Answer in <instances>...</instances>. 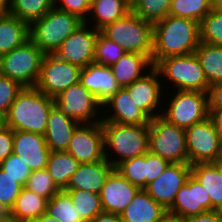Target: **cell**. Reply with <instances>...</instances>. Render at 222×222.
I'll return each instance as SVG.
<instances>
[{"instance_id": "8d00e7d4", "label": "cell", "mask_w": 222, "mask_h": 222, "mask_svg": "<svg viewBox=\"0 0 222 222\" xmlns=\"http://www.w3.org/2000/svg\"><path fill=\"white\" fill-rule=\"evenodd\" d=\"M125 53V50L116 42L106 38L101 32H99L95 43L94 63L111 66L112 64L116 63Z\"/></svg>"}, {"instance_id": "484cf974", "label": "cell", "mask_w": 222, "mask_h": 222, "mask_svg": "<svg viewBox=\"0 0 222 222\" xmlns=\"http://www.w3.org/2000/svg\"><path fill=\"white\" fill-rule=\"evenodd\" d=\"M129 12H131V0H93L85 23L88 25L91 23L93 28L100 31L105 26L125 17Z\"/></svg>"}, {"instance_id": "7bdbcfd3", "label": "cell", "mask_w": 222, "mask_h": 222, "mask_svg": "<svg viewBox=\"0 0 222 222\" xmlns=\"http://www.w3.org/2000/svg\"><path fill=\"white\" fill-rule=\"evenodd\" d=\"M0 168L11 177L18 179V183L24 187L32 170L22 161L20 157L12 153L7 159L0 163Z\"/></svg>"}, {"instance_id": "ba28073f", "label": "cell", "mask_w": 222, "mask_h": 222, "mask_svg": "<svg viewBox=\"0 0 222 222\" xmlns=\"http://www.w3.org/2000/svg\"><path fill=\"white\" fill-rule=\"evenodd\" d=\"M44 55L29 39L0 57V74L19 82L23 87H35Z\"/></svg>"}, {"instance_id": "74e56055", "label": "cell", "mask_w": 222, "mask_h": 222, "mask_svg": "<svg viewBox=\"0 0 222 222\" xmlns=\"http://www.w3.org/2000/svg\"><path fill=\"white\" fill-rule=\"evenodd\" d=\"M116 169L126 180L139 189L146 187V154L125 160Z\"/></svg>"}, {"instance_id": "277c9868", "label": "cell", "mask_w": 222, "mask_h": 222, "mask_svg": "<svg viewBox=\"0 0 222 222\" xmlns=\"http://www.w3.org/2000/svg\"><path fill=\"white\" fill-rule=\"evenodd\" d=\"M154 68L159 72L160 78L166 80H161L164 81V90L169 85L171 87L169 90L173 88L172 91L188 90L207 93L210 87L195 53L163 58ZM165 82L169 84L166 85Z\"/></svg>"}, {"instance_id": "3957f363", "label": "cell", "mask_w": 222, "mask_h": 222, "mask_svg": "<svg viewBox=\"0 0 222 222\" xmlns=\"http://www.w3.org/2000/svg\"><path fill=\"white\" fill-rule=\"evenodd\" d=\"M104 132V157L116 168L125 160L148 152L149 125L101 122Z\"/></svg>"}, {"instance_id": "9c48e42d", "label": "cell", "mask_w": 222, "mask_h": 222, "mask_svg": "<svg viewBox=\"0 0 222 222\" xmlns=\"http://www.w3.org/2000/svg\"><path fill=\"white\" fill-rule=\"evenodd\" d=\"M172 92L167 94L170 96L172 94V96L164 101L167 103H165L161 114L168 122L186 129L209 117L207 93L188 90Z\"/></svg>"}, {"instance_id": "5bb4252c", "label": "cell", "mask_w": 222, "mask_h": 222, "mask_svg": "<svg viewBox=\"0 0 222 222\" xmlns=\"http://www.w3.org/2000/svg\"><path fill=\"white\" fill-rule=\"evenodd\" d=\"M66 152L80 163L105 160L104 132L101 122L79 124Z\"/></svg>"}, {"instance_id": "7dc6e473", "label": "cell", "mask_w": 222, "mask_h": 222, "mask_svg": "<svg viewBox=\"0 0 222 222\" xmlns=\"http://www.w3.org/2000/svg\"><path fill=\"white\" fill-rule=\"evenodd\" d=\"M207 95L208 109H222V83L211 85Z\"/></svg>"}, {"instance_id": "d590c367", "label": "cell", "mask_w": 222, "mask_h": 222, "mask_svg": "<svg viewBox=\"0 0 222 222\" xmlns=\"http://www.w3.org/2000/svg\"><path fill=\"white\" fill-rule=\"evenodd\" d=\"M171 2L172 0H131V11L154 24L168 15Z\"/></svg>"}, {"instance_id": "30bf717a", "label": "cell", "mask_w": 222, "mask_h": 222, "mask_svg": "<svg viewBox=\"0 0 222 222\" xmlns=\"http://www.w3.org/2000/svg\"><path fill=\"white\" fill-rule=\"evenodd\" d=\"M58 110L81 123L102 121V105L95 96L79 82L71 85L54 98Z\"/></svg>"}, {"instance_id": "9f6ffc18", "label": "cell", "mask_w": 222, "mask_h": 222, "mask_svg": "<svg viewBox=\"0 0 222 222\" xmlns=\"http://www.w3.org/2000/svg\"><path fill=\"white\" fill-rule=\"evenodd\" d=\"M213 10L222 15V0H213Z\"/></svg>"}, {"instance_id": "60d3db41", "label": "cell", "mask_w": 222, "mask_h": 222, "mask_svg": "<svg viewBox=\"0 0 222 222\" xmlns=\"http://www.w3.org/2000/svg\"><path fill=\"white\" fill-rule=\"evenodd\" d=\"M23 187L7 172L0 168V208L3 212H10Z\"/></svg>"}, {"instance_id": "4fadbf2b", "label": "cell", "mask_w": 222, "mask_h": 222, "mask_svg": "<svg viewBox=\"0 0 222 222\" xmlns=\"http://www.w3.org/2000/svg\"><path fill=\"white\" fill-rule=\"evenodd\" d=\"M99 32L84 22L61 43L54 55L61 60L84 68L93 63L95 43Z\"/></svg>"}, {"instance_id": "94428289", "label": "cell", "mask_w": 222, "mask_h": 222, "mask_svg": "<svg viewBox=\"0 0 222 222\" xmlns=\"http://www.w3.org/2000/svg\"><path fill=\"white\" fill-rule=\"evenodd\" d=\"M3 213H4L3 210L0 208V216H1Z\"/></svg>"}, {"instance_id": "f546056e", "label": "cell", "mask_w": 222, "mask_h": 222, "mask_svg": "<svg viewBox=\"0 0 222 222\" xmlns=\"http://www.w3.org/2000/svg\"><path fill=\"white\" fill-rule=\"evenodd\" d=\"M79 165L80 162L66 151H51L48 157L46 169L52 176L57 187L60 190H63L67 187L71 176L76 172Z\"/></svg>"}, {"instance_id": "680465c9", "label": "cell", "mask_w": 222, "mask_h": 222, "mask_svg": "<svg viewBox=\"0 0 222 222\" xmlns=\"http://www.w3.org/2000/svg\"><path fill=\"white\" fill-rule=\"evenodd\" d=\"M213 164L216 166L217 170L220 172L222 176V162H213Z\"/></svg>"}, {"instance_id": "8992f818", "label": "cell", "mask_w": 222, "mask_h": 222, "mask_svg": "<svg viewBox=\"0 0 222 222\" xmlns=\"http://www.w3.org/2000/svg\"><path fill=\"white\" fill-rule=\"evenodd\" d=\"M84 23L78 16L53 7L29 25V39L45 54H54L61 43Z\"/></svg>"}, {"instance_id": "e0dca14e", "label": "cell", "mask_w": 222, "mask_h": 222, "mask_svg": "<svg viewBox=\"0 0 222 222\" xmlns=\"http://www.w3.org/2000/svg\"><path fill=\"white\" fill-rule=\"evenodd\" d=\"M207 211H211L210 198H207L204 186L191 174L167 212L185 219Z\"/></svg>"}, {"instance_id": "8fae6325", "label": "cell", "mask_w": 222, "mask_h": 222, "mask_svg": "<svg viewBox=\"0 0 222 222\" xmlns=\"http://www.w3.org/2000/svg\"><path fill=\"white\" fill-rule=\"evenodd\" d=\"M81 69L54 54H45L35 88L55 98L62 91L79 82Z\"/></svg>"}, {"instance_id": "f907efd6", "label": "cell", "mask_w": 222, "mask_h": 222, "mask_svg": "<svg viewBox=\"0 0 222 222\" xmlns=\"http://www.w3.org/2000/svg\"><path fill=\"white\" fill-rule=\"evenodd\" d=\"M90 222H122L120 215L102 212Z\"/></svg>"}, {"instance_id": "f6af8a7d", "label": "cell", "mask_w": 222, "mask_h": 222, "mask_svg": "<svg viewBox=\"0 0 222 222\" xmlns=\"http://www.w3.org/2000/svg\"><path fill=\"white\" fill-rule=\"evenodd\" d=\"M169 164V161L148 151L146 153V186L158 178Z\"/></svg>"}, {"instance_id": "ee69618b", "label": "cell", "mask_w": 222, "mask_h": 222, "mask_svg": "<svg viewBox=\"0 0 222 222\" xmlns=\"http://www.w3.org/2000/svg\"><path fill=\"white\" fill-rule=\"evenodd\" d=\"M90 5L89 0H54L55 8L74 14L84 22L88 19Z\"/></svg>"}, {"instance_id": "681fc988", "label": "cell", "mask_w": 222, "mask_h": 222, "mask_svg": "<svg viewBox=\"0 0 222 222\" xmlns=\"http://www.w3.org/2000/svg\"><path fill=\"white\" fill-rule=\"evenodd\" d=\"M209 117L213 121L222 141V109H209Z\"/></svg>"}, {"instance_id": "db71d44e", "label": "cell", "mask_w": 222, "mask_h": 222, "mask_svg": "<svg viewBox=\"0 0 222 222\" xmlns=\"http://www.w3.org/2000/svg\"><path fill=\"white\" fill-rule=\"evenodd\" d=\"M0 222H22L17 219L15 216L11 215L9 212H4L0 216Z\"/></svg>"}, {"instance_id": "816d5d0a", "label": "cell", "mask_w": 222, "mask_h": 222, "mask_svg": "<svg viewBox=\"0 0 222 222\" xmlns=\"http://www.w3.org/2000/svg\"><path fill=\"white\" fill-rule=\"evenodd\" d=\"M157 222H183L180 217L166 212Z\"/></svg>"}, {"instance_id": "7c38bea8", "label": "cell", "mask_w": 222, "mask_h": 222, "mask_svg": "<svg viewBox=\"0 0 222 222\" xmlns=\"http://www.w3.org/2000/svg\"><path fill=\"white\" fill-rule=\"evenodd\" d=\"M188 163H213L221 146L220 136L210 117L185 129Z\"/></svg>"}, {"instance_id": "6f0895ef", "label": "cell", "mask_w": 222, "mask_h": 222, "mask_svg": "<svg viewBox=\"0 0 222 222\" xmlns=\"http://www.w3.org/2000/svg\"><path fill=\"white\" fill-rule=\"evenodd\" d=\"M6 127V115L0 112V131L5 129Z\"/></svg>"}, {"instance_id": "f1b7e54d", "label": "cell", "mask_w": 222, "mask_h": 222, "mask_svg": "<svg viewBox=\"0 0 222 222\" xmlns=\"http://www.w3.org/2000/svg\"><path fill=\"white\" fill-rule=\"evenodd\" d=\"M47 199L23 187L9 212L22 222H31L46 212Z\"/></svg>"}, {"instance_id": "9a60e30c", "label": "cell", "mask_w": 222, "mask_h": 222, "mask_svg": "<svg viewBox=\"0 0 222 222\" xmlns=\"http://www.w3.org/2000/svg\"><path fill=\"white\" fill-rule=\"evenodd\" d=\"M191 175L189 163H170L162 174L147 184L144 190L166 210H168L177 195Z\"/></svg>"}, {"instance_id": "b9f144b4", "label": "cell", "mask_w": 222, "mask_h": 222, "mask_svg": "<svg viewBox=\"0 0 222 222\" xmlns=\"http://www.w3.org/2000/svg\"><path fill=\"white\" fill-rule=\"evenodd\" d=\"M24 87L17 81L0 74V112L7 114L17 95Z\"/></svg>"}, {"instance_id": "e575fe53", "label": "cell", "mask_w": 222, "mask_h": 222, "mask_svg": "<svg viewBox=\"0 0 222 222\" xmlns=\"http://www.w3.org/2000/svg\"><path fill=\"white\" fill-rule=\"evenodd\" d=\"M73 201V206L85 222L92 221L103 212L100 194L85 190H65Z\"/></svg>"}, {"instance_id": "ffe728a7", "label": "cell", "mask_w": 222, "mask_h": 222, "mask_svg": "<svg viewBox=\"0 0 222 222\" xmlns=\"http://www.w3.org/2000/svg\"><path fill=\"white\" fill-rule=\"evenodd\" d=\"M79 83L103 105L120 89L110 66L90 63L81 69Z\"/></svg>"}, {"instance_id": "83f0119b", "label": "cell", "mask_w": 222, "mask_h": 222, "mask_svg": "<svg viewBox=\"0 0 222 222\" xmlns=\"http://www.w3.org/2000/svg\"><path fill=\"white\" fill-rule=\"evenodd\" d=\"M27 40H29L27 23L10 14L0 17V57L22 46Z\"/></svg>"}, {"instance_id": "d6a6232c", "label": "cell", "mask_w": 222, "mask_h": 222, "mask_svg": "<svg viewBox=\"0 0 222 222\" xmlns=\"http://www.w3.org/2000/svg\"><path fill=\"white\" fill-rule=\"evenodd\" d=\"M46 213L59 222H85L74 208L70 194L64 189L47 201Z\"/></svg>"}, {"instance_id": "7a4b0ae2", "label": "cell", "mask_w": 222, "mask_h": 222, "mask_svg": "<svg viewBox=\"0 0 222 222\" xmlns=\"http://www.w3.org/2000/svg\"><path fill=\"white\" fill-rule=\"evenodd\" d=\"M54 98L35 87H24L6 114V126L13 131L44 135Z\"/></svg>"}, {"instance_id": "1f68e13d", "label": "cell", "mask_w": 222, "mask_h": 222, "mask_svg": "<svg viewBox=\"0 0 222 222\" xmlns=\"http://www.w3.org/2000/svg\"><path fill=\"white\" fill-rule=\"evenodd\" d=\"M54 7V0H9L8 14L28 25L45 16Z\"/></svg>"}, {"instance_id": "7402d4cb", "label": "cell", "mask_w": 222, "mask_h": 222, "mask_svg": "<svg viewBox=\"0 0 222 222\" xmlns=\"http://www.w3.org/2000/svg\"><path fill=\"white\" fill-rule=\"evenodd\" d=\"M114 167L105 159L93 163H80L64 190H85L100 194L106 178Z\"/></svg>"}, {"instance_id": "91938a15", "label": "cell", "mask_w": 222, "mask_h": 222, "mask_svg": "<svg viewBox=\"0 0 222 222\" xmlns=\"http://www.w3.org/2000/svg\"><path fill=\"white\" fill-rule=\"evenodd\" d=\"M214 162H222V142H221L218 158Z\"/></svg>"}, {"instance_id": "d4e9b609", "label": "cell", "mask_w": 222, "mask_h": 222, "mask_svg": "<svg viewBox=\"0 0 222 222\" xmlns=\"http://www.w3.org/2000/svg\"><path fill=\"white\" fill-rule=\"evenodd\" d=\"M166 212L161 204L144 189H140L120 217L122 222H157Z\"/></svg>"}, {"instance_id": "f35d334b", "label": "cell", "mask_w": 222, "mask_h": 222, "mask_svg": "<svg viewBox=\"0 0 222 222\" xmlns=\"http://www.w3.org/2000/svg\"><path fill=\"white\" fill-rule=\"evenodd\" d=\"M200 42L222 46V15L213 9L199 23Z\"/></svg>"}, {"instance_id": "ac0fdd59", "label": "cell", "mask_w": 222, "mask_h": 222, "mask_svg": "<svg viewBox=\"0 0 222 222\" xmlns=\"http://www.w3.org/2000/svg\"><path fill=\"white\" fill-rule=\"evenodd\" d=\"M150 121L151 118L136 106V103L125 88H121L102 105L101 122H113L127 125H149Z\"/></svg>"}, {"instance_id": "6da1fadb", "label": "cell", "mask_w": 222, "mask_h": 222, "mask_svg": "<svg viewBox=\"0 0 222 222\" xmlns=\"http://www.w3.org/2000/svg\"><path fill=\"white\" fill-rule=\"evenodd\" d=\"M199 43L198 22L167 15L153 24L152 63L155 66L163 58L194 53Z\"/></svg>"}, {"instance_id": "4316f807", "label": "cell", "mask_w": 222, "mask_h": 222, "mask_svg": "<svg viewBox=\"0 0 222 222\" xmlns=\"http://www.w3.org/2000/svg\"><path fill=\"white\" fill-rule=\"evenodd\" d=\"M191 174L204 186L211 211H222V176L213 163L191 165Z\"/></svg>"}, {"instance_id": "cb8c5ba5", "label": "cell", "mask_w": 222, "mask_h": 222, "mask_svg": "<svg viewBox=\"0 0 222 222\" xmlns=\"http://www.w3.org/2000/svg\"><path fill=\"white\" fill-rule=\"evenodd\" d=\"M110 68L120 87L125 88L144 77L154 68V65L146 55L126 52Z\"/></svg>"}, {"instance_id": "5b68a950", "label": "cell", "mask_w": 222, "mask_h": 222, "mask_svg": "<svg viewBox=\"0 0 222 222\" xmlns=\"http://www.w3.org/2000/svg\"><path fill=\"white\" fill-rule=\"evenodd\" d=\"M100 32L116 42L128 53L146 55L153 53V23L136 16L132 11L125 17L105 26Z\"/></svg>"}, {"instance_id": "603a6c76", "label": "cell", "mask_w": 222, "mask_h": 222, "mask_svg": "<svg viewBox=\"0 0 222 222\" xmlns=\"http://www.w3.org/2000/svg\"><path fill=\"white\" fill-rule=\"evenodd\" d=\"M80 123L63 115L54 105L49 112L45 141L50 151L64 152L68 149L71 138Z\"/></svg>"}, {"instance_id": "2e32d148", "label": "cell", "mask_w": 222, "mask_h": 222, "mask_svg": "<svg viewBox=\"0 0 222 222\" xmlns=\"http://www.w3.org/2000/svg\"><path fill=\"white\" fill-rule=\"evenodd\" d=\"M159 77V72L153 68L144 77L125 87L136 106L143 110L151 119L161 115L165 105L162 103L165 100V96L162 95L165 91H163V84L160 81L162 79Z\"/></svg>"}, {"instance_id": "836d02e7", "label": "cell", "mask_w": 222, "mask_h": 222, "mask_svg": "<svg viewBox=\"0 0 222 222\" xmlns=\"http://www.w3.org/2000/svg\"><path fill=\"white\" fill-rule=\"evenodd\" d=\"M212 9L213 0H172L168 16L200 23Z\"/></svg>"}, {"instance_id": "ab89813d", "label": "cell", "mask_w": 222, "mask_h": 222, "mask_svg": "<svg viewBox=\"0 0 222 222\" xmlns=\"http://www.w3.org/2000/svg\"><path fill=\"white\" fill-rule=\"evenodd\" d=\"M24 187L47 200H50L60 190L46 168L32 171Z\"/></svg>"}, {"instance_id": "52a82bcc", "label": "cell", "mask_w": 222, "mask_h": 222, "mask_svg": "<svg viewBox=\"0 0 222 222\" xmlns=\"http://www.w3.org/2000/svg\"><path fill=\"white\" fill-rule=\"evenodd\" d=\"M148 151L170 163H188L185 129L168 122L161 115L149 123Z\"/></svg>"}, {"instance_id": "d6986e66", "label": "cell", "mask_w": 222, "mask_h": 222, "mask_svg": "<svg viewBox=\"0 0 222 222\" xmlns=\"http://www.w3.org/2000/svg\"><path fill=\"white\" fill-rule=\"evenodd\" d=\"M139 190L114 168L106 178L100 193L103 211L120 215Z\"/></svg>"}, {"instance_id": "c3c4849f", "label": "cell", "mask_w": 222, "mask_h": 222, "mask_svg": "<svg viewBox=\"0 0 222 222\" xmlns=\"http://www.w3.org/2000/svg\"><path fill=\"white\" fill-rule=\"evenodd\" d=\"M183 222H222V211H207L183 219Z\"/></svg>"}, {"instance_id": "44dd1931", "label": "cell", "mask_w": 222, "mask_h": 222, "mask_svg": "<svg viewBox=\"0 0 222 222\" xmlns=\"http://www.w3.org/2000/svg\"><path fill=\"white\" fill-rule=\"evenodd\" d=\"M50 152L44 135L14 131L13 153L20 157L32 171L46 168Z\"/></svg>"}, {"instance_id": "11a10c76", "label": "cell", "mask_w": 222, "mask_h": 222, "mask_svg": "<svg viewBox=\"0 0 222 222\" xmlns=\"http://www.w3.org/2000/svg\"><path fill=\"white\" fill-rule=\"evenodd\" d=\"M9 0H0V17L8 14Z\"/></svg>"}, {"instance_id": "f5cc1de1", "label": "cell", "mask_w": 222, "mask_h": 222, "mask_svg": "<svg viewBox=\"0 0 222 222\" xmlns=\"http://www.w3.org/2000/svg\"><path fill=\"white\" fill-rule=\"evenodd\" d=\"M31 222H59L56 218L49 216L46 212Z\"/></svg>"}, {"instance_id": "4dcf8cb0", "label": "cell", "mask_w": 222, "mask_h": 222, "mask_svg": "<svg viewBox=\"0 0 222 222\" xmlns=\"http://www.w3.org/2000/svg\"><path fill=\"white\" fill-rule=\"evenodd\" d=\"M194 53L204 70L208 85L222 83V46L200 42Z\"/></svg>"}, {"instance_id": "bcb514c9", "label": "cell", "mask_w": 222, "mask_h": 222, "mask_svg": "<svg viewBox=\"0 0 222 222\" xmlns=\"http://www.w3.org/2000/svg\"><path fill=\"white\" fill-rule=\"evenodd\" d=\"M14 131L6 127L0 131V163L13 153Z\"/></svg>"}]
</instances>
